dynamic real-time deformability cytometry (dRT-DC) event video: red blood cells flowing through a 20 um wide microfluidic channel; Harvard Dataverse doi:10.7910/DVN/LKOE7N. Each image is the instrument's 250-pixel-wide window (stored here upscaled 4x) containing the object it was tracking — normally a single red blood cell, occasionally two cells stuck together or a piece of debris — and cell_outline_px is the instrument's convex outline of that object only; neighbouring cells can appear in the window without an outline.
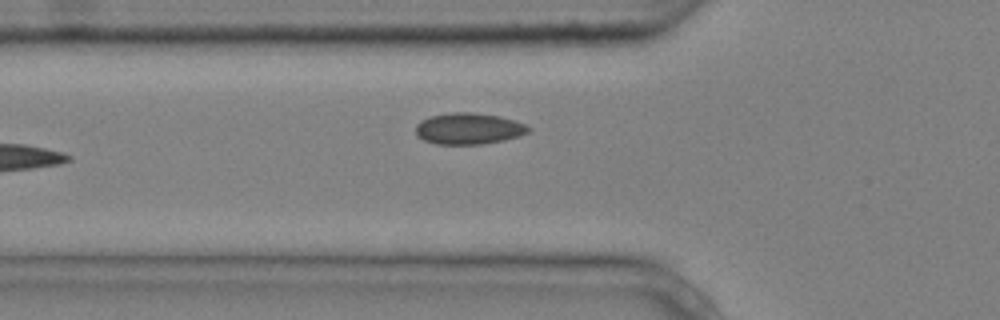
{"species": "common noctule bat (a hibernating species)", "species_latin": "Nyctalus noctula", "temperature_condition": "cold", "stored_images_in_passage": 6, "camera_frame_rate_fps": 3000, "um_per_image_px": 0.085, "animal": {"sex": "male", "body_mass_g": 20.4}, "frame": {"image": 1, "passage_image": 6, "time_ms": 1.667, "image_size_px": [1000, 320], "cell_outline_px": [[532, 128], [528, 132], [520, 136], [504, 140], [480, 144], [436, 144], [424, 140], [416, 136], [416, 124], [420, 120], [432, 116], [452, 112], [472, 112], [496, 116], [512, 120], [524, 124]], "centroid_in_image_um": [39.81, 10.94], "position_along_channel_um": 86.0, "area_um2": 20.46}}